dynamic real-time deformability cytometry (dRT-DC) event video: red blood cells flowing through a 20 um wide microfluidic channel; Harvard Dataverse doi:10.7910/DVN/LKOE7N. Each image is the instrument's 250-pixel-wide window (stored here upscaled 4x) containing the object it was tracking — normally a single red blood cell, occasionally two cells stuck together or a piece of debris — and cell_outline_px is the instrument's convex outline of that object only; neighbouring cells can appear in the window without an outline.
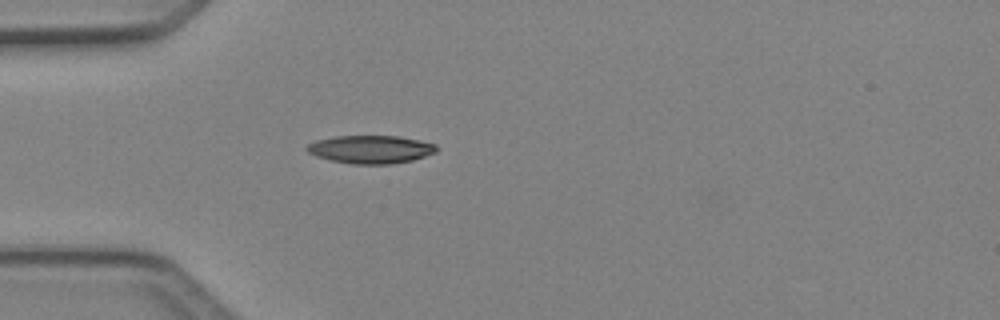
{"species": "Egyptian fruit bat (a non-hibernating species)", "species_latin": "Rousettus aegyptiacus", "temperature_condition": "cold", "stored_images_in_passage": 35, "camera_frame_rate_fps": 3000, "um_per_image_px": 0.085, "animal": {"sex": "female"}, "frame": {"image": 1, "passage_image": 1, "time_ms": 0.0, "image_size_px": [1000, 320], "cell_outline_px": [[436, 152], [412, 160], [392, 164], [352, 164], [332, 160], [316, 156], [308, 152], [304, 148], [308, 144], [316, 140], [336, 136], [400, 136], [436, 144]], "centroid_in_image_um": [31.49, 12.69], "position_along_channel_um": 53.5, "area_um2": 21.1}}
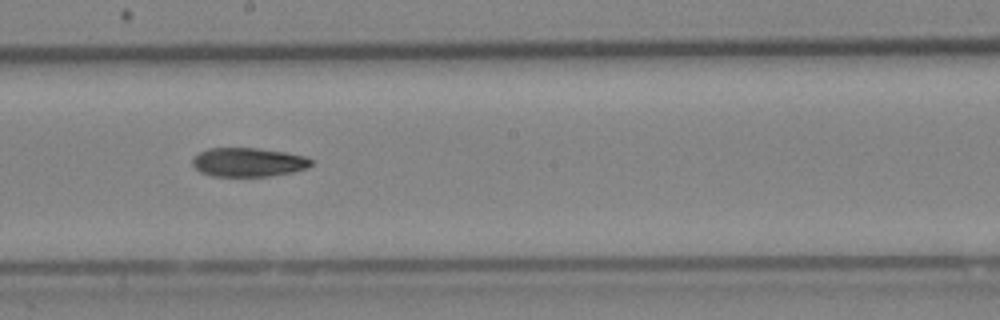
{"frame": {"image": 2, "passage_image": 14, "time_ms": 4.333, "image_size_px": [1000, 320], "cell_outline_px": [[312, 164], [308, 168], [292, 172], [268, 176], [212, 176], [200, 172], [192, 164], [192, 156], [208, 148], [256, 148], [284, 152], [304, 156], [312, 160]], "centroid_in_image_um": [21.08, 13.79], "position_along_channel_um": 227.1, "area_um2": 20.0}}
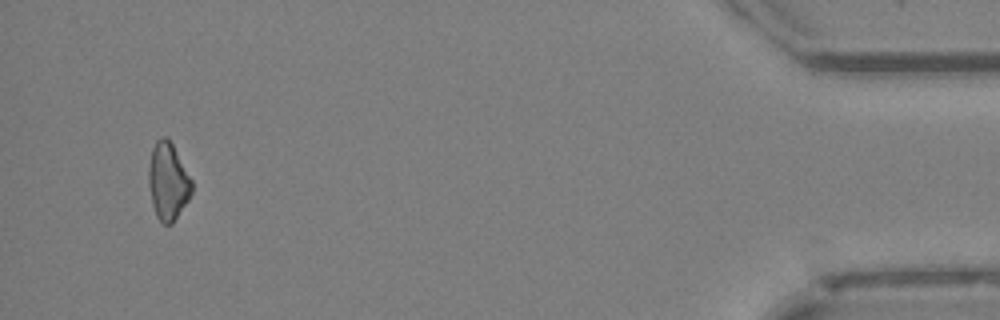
{"frame": {"image": 3, "passage_image": 33, "time_ms": 10.667, "image_size_px": [1000, 320], "cell_outline_px": [[192, 192], [188, 200], [172, 224], [160, 224], [156, 216], [152, 204], [148, 184], [148, 168], [152, 148], [156, 140], [160, 136], [168, 136], [192, 180]], "centroid_in_image_um": [14.26, 15.41], "position_along_channel_um": 420.9, "area_um2": 19.65}, "authors_computed_cell_mechanics": {"area_um2": 20.3456, "velocity_mm_per_s": 4.2362, "shape_relaxation_time_tau1_ms": 7.3169, "shape_relaxation_time_tau2_ms": null, "deformation_change_tau1": 0.1351, "deformation_change_tau2": null}}